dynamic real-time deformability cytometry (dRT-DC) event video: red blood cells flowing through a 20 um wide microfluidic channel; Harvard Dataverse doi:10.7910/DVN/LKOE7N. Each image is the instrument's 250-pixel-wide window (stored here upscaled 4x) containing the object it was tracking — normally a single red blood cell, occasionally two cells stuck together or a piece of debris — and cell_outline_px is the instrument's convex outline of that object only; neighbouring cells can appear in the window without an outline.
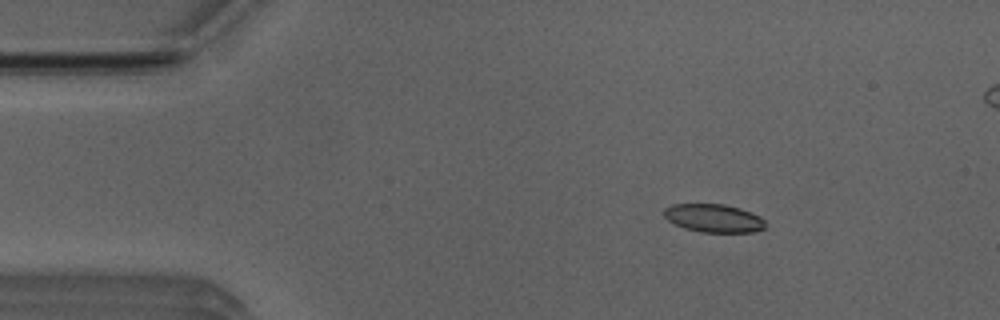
{"species": "Egyptian fruit bat (a non-hibernating species)", "species_latin": "Rousettus aegyptiacus", "temperature_condition": "room temperature", "stored_images_in_passage": 49, "segment_of_instrument_passage": [1, 2], "camera_frame_rate_fps": 3000, "um_per_image_px": 0.085, "animal": {"sex": "male"}, "frame": {"image": 1, "passage_image": 4, "time_ms": 1.0, "image_size_px": [1000, 320], "cell_outline_px": [[764, 228], [752, 232], [700, 232], [684, 228], [668, 220], [664, 216], [664, 208], [672, 204], [724, 204], [740, 208], [760, 216], [764, 220]], "centroid_in_image_um": [60.65, 18.54], "position_along_channel_um": 24.4, "area_um2": 16.59}}
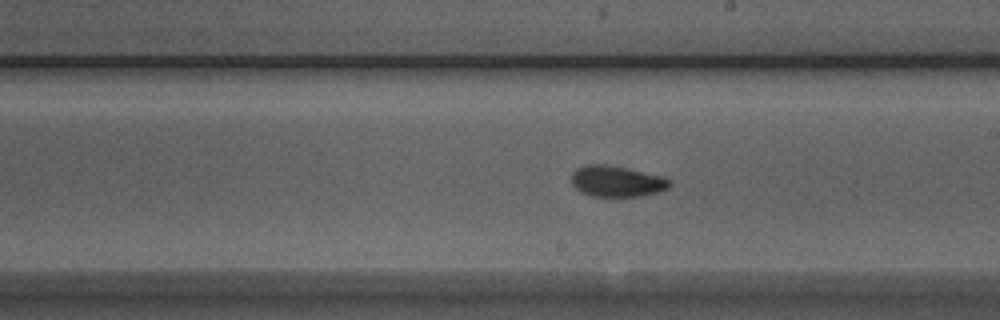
{"frame": {"image": 2, "passage_image": 25, "time_ms": 8.0, "image_size_px": [1000, 320], "cell_outline_px": [[672, 184], [668, 188], [660, 192], [640, 196], [592, 196], [580, 192], [572, 184], [572, 172], [576, 168], [584, 164], [608, 164], [628, 168], [664, 176], [672, 180]], "centroid_in_image_um": [52.45, 15.39], "position_along_channel_um": 236.6, "area_um2": 18.09}}
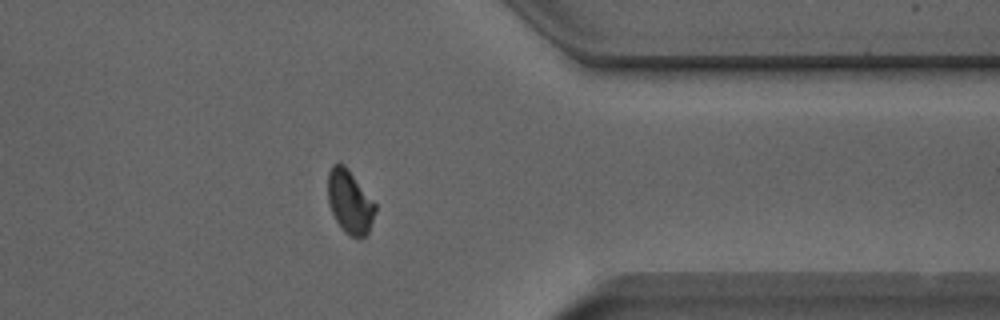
{"frame": {"image": 3, "passage_image": 37, "time_ms": 12.0, "image_size_px": [1000, 320], "cell_outline_px": [[376, 212], [368, 232], [364, 236], [348, 236], [344, 232], [336, 220], [328, 204], [328, 172], [332, 164], [344, 164], [348, 168], [376, 204]], "centroid_in_image_um": [29.72, 17.14], "position_along_channel_um": 381.7, "area_um2": 17.46}}